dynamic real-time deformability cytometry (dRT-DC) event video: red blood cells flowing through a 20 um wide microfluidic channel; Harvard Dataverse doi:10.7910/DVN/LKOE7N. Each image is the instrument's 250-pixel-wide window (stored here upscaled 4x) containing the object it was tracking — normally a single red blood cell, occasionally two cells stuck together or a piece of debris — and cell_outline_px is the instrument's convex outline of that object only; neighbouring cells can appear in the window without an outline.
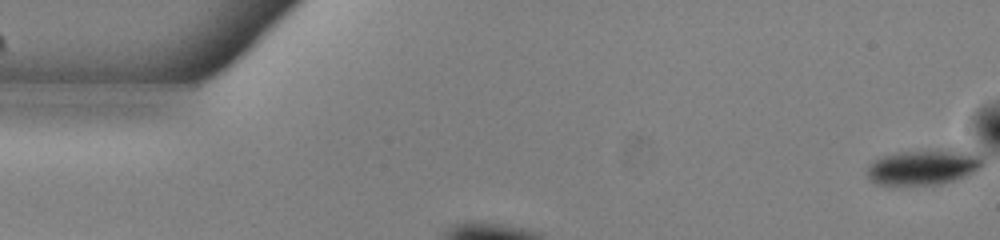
{"species": "common noctule bat (a hibernating species)", "species_latin": "Nyctalus noctula", "temperature_condition": "warm", "stored_images_in_passage": 51, "camera_frame_rate_fps": 3000, "um_per_image_px": 0.085, "animal": {"sex": "male", "body_mass_g": 13.0, "forearm_length_mm": 53.1}, "frame": {"image": 1, "passage_image": 1, "time_ms": 0.0, "image_size_px": [1000, 240], "cell_outline_px": [[984, 168], [968, 176], [940, 184], [876, 184], [868, 176], [868, 168], [876, 160], [884, 156], [900, 152], [964, 152], [980, 156], [984, 160]], "centroid_in_image_um": [78.55, 14.25], "position_along_channel_um": 6.5, "area_um2": 22.72}}
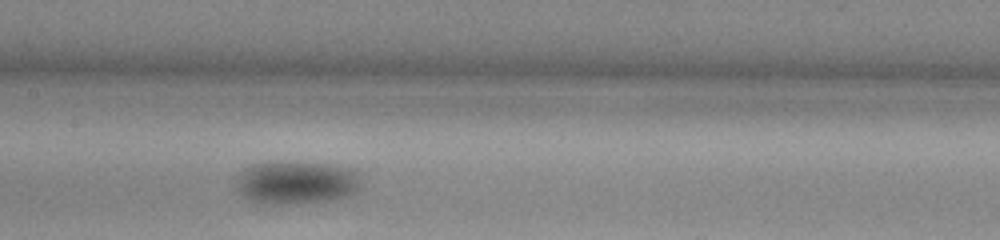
{"frame": {"image": 2, "passage_image": 26, "time_ms": 8.333, "image_size_px": [1000, 240], "cell_outline_px": [[360, 184], [356, 192], [348, 196], [328, 200], [288, 204], [260, 204], [248, 200], [236, 188], [236, 184], [240, 176], [248, 168], [256, 164], [328, 164], [352, 168], [360, 172]], "centroid_in_image_um": [25.26, 15.56], "position_along_channel_um": 182.1, "area_um2": 30.58}}
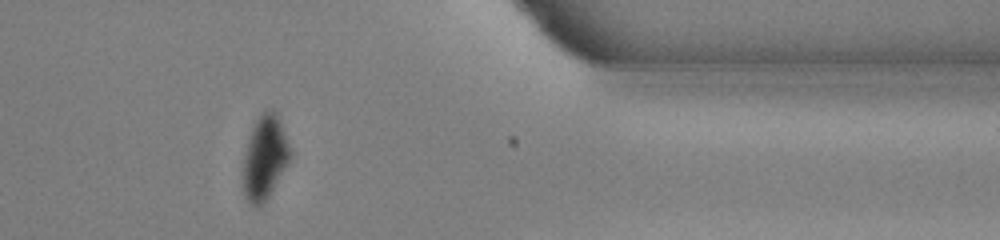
{"frame": {"image": 3, "passage_image": 44, "time_ms": 14.333, "image_size_px": [1000, 240], "cell_outline_px": [[292, 156], [288, 164], [268, 196], [256, 208], [248, 204], [244, 196], [244, 156], [248, 140], [252, 128], [256, 120], [268, 108], [272, 108], [276, 112], [280, 120], [292, 148]], "centroid_in_image_um": [22.54, 13.37], "position_along_channel_um": 388.9, "area_um2": 22.95}, "authors_computed_cell_mechanics": {"area_um2": 27.5706, "velocity_mm_per_s": 3.84, "shape_relaxation_time_tau1_ms": 5.4624, "shape_relaxation_time_tau2_ms": null, "deformation_change_tau1": 0.0892, "deformation_change_tau2": null}}